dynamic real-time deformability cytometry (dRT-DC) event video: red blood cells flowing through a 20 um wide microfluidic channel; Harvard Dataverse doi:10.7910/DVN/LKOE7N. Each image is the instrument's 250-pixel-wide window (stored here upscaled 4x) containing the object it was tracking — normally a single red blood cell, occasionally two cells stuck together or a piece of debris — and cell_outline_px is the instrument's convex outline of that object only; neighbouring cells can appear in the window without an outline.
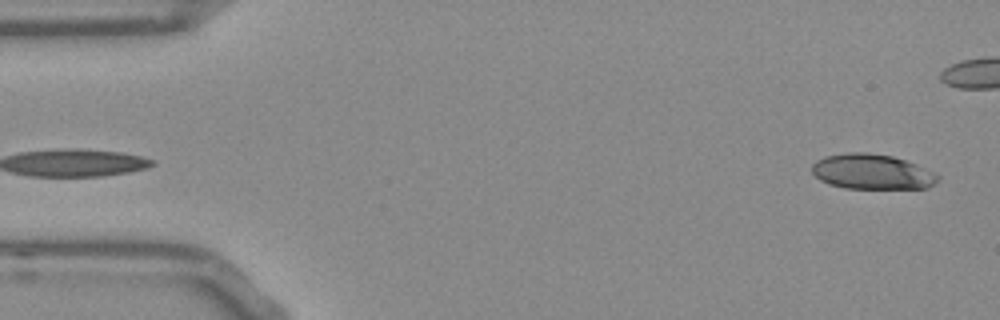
{"species": "Egyptian fruit bat (a non-hibernating species)", "species_latin": "Rousettus aegyptiacus", "temperature_condition": "room temperature", "stored_images_in_passage": 41, "camera_frame_rate_fps": 3000, "um_per_image_px": 0.085, "frame": {"image": 1, "passage_image": 1, "time_ms": 0.0, "image_size_px": [1000, 320], "cell_outline_px": [[940, 176], [928, 188], [844, 188], [828, 184], [820, 180], [812, 172], [812, 164], [816, 160], [824, 156], [848, 152], [864, 152], [892, 156], [904, 160], [932, 172]], "centroid_in_image_um": [74.05, 14.6], "position_along_channel_um": 11.0, "area_um2": 25.49}}
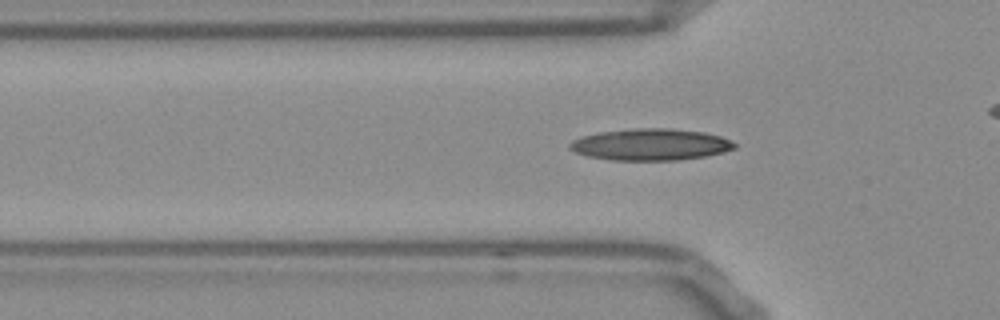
{"frame": {"image": 2, "passage_image": 15, "time_ms": 4.667, "image_size_px": [1000, 320], "cell_outline_px": [[736, 148], [724, 152], [704, 156], [676, 160], [612, 160], [588, 156], [576, 152], [568, 148], [568, 144], [572, 140], [584, 136], [600, 132], [632, 128], [672, 128], [704, 132], [720, 136], [732, 140], [736, 144]], "centroid_in_image_um": [55.32, 12.28], "position_along_channel_um": 70.5, "area_um2": 30.4}}
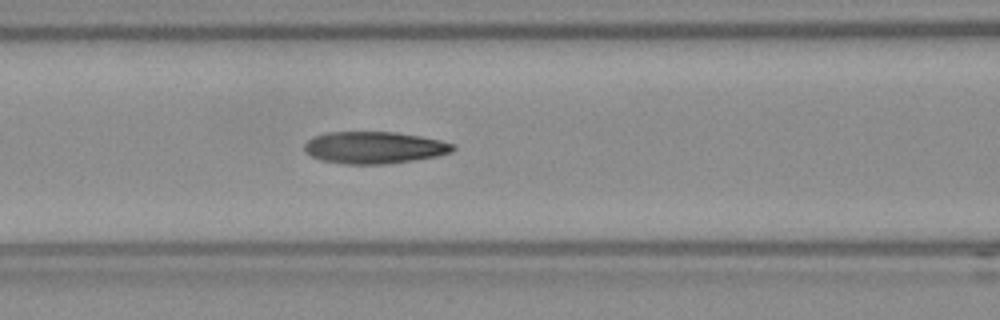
{"frame": {"image": 3, "passage_image": 20, "time_ms": 6.333, "image_size_px": [1000, 320], "cell_outline_px": [[456, 148], [452, 152], [436, 156], [412, 160], [384, 164], [344, 164], [320, 160], [312, 156], [304, 148], [304, 144], [312, 136], [328, 132], [396, 132], [420, 136], [440, 140], [456, 144]], "centroid_in_image_um": [31.82, 12.54], "position_along_channel_um": 134.8, "area_um2": 27.69}}